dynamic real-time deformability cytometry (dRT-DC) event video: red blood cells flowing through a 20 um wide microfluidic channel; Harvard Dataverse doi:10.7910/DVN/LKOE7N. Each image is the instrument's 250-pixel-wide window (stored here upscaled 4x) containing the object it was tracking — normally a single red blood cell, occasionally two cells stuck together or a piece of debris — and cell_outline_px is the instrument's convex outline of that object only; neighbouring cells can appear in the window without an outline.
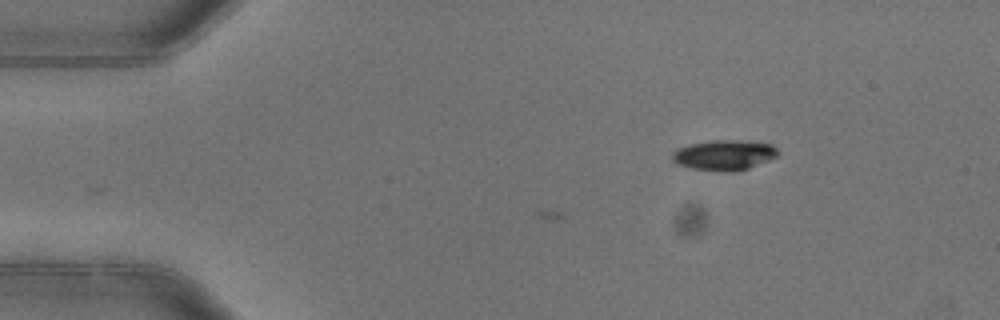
{"species": "common noctule bat (a hibernating species)", "species_latin": "Nyctalus noctula", "temperature_condition": "warm", "stored_images_in_passage": 3, "camera_frame_rate_fps": 3000, "um_per_image_px": 0.085, "animal": {"sex": "female"}, "frame": {"image": 1, "passage_image": 1, "time_ms": 0.0, "image_size_px": [1000, 320], "cell_outline_px": [[780, 152], [776, 156], [768, 160], [748, 168], [736, 172], [724, 172], [692, 168], [680, 164], [672, 160], [672, 152], [676, 148], [688, 144], [712, 140], [740, 140], [772, 144]], "centroid_in_image_um": [61.54, 13.17], "position_along_channel_um": 23.5, "area_um2": 18.67}}